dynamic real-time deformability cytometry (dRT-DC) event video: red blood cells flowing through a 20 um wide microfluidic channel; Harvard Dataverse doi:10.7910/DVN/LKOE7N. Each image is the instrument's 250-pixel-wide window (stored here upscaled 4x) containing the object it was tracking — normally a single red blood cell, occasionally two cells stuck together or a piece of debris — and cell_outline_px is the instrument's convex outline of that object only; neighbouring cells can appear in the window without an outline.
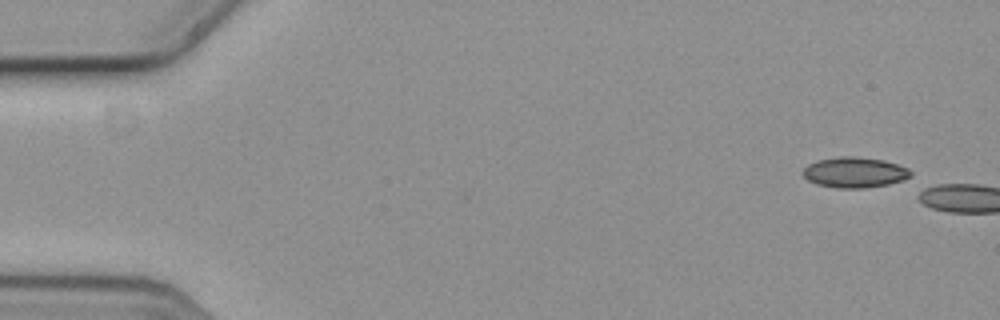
{"species": "common noctule bat (a hibernating species)", "species_latin": "Nyctalus noctula", "temperature_condition": "cold", "stored_images_in_passage": 2, "camera_frame_rate_fps": 3000, "um_per_image_px": 0.085, "animal": {"sex": "female", "body_mass_g": 19.3, "forearm_length_mm": 54.1}, "frame": {"image": 1, "passage_image": 1, "time_ms": 0.0, "image_size_px": [1000, 320], "cell_outline_px": [[912, 180], [864, 188], [836, 188], [816, 184], [808, 180], [804, 176], [804, 168], [808, 164], [816, 160], [840, 156], [856, 156], [884, 160], [908, 168], [912, 172]], "centroid_in_image_um": [72.7, 14.66], "position_along_channel_um": 12.3, "area_um2": 19.48}}